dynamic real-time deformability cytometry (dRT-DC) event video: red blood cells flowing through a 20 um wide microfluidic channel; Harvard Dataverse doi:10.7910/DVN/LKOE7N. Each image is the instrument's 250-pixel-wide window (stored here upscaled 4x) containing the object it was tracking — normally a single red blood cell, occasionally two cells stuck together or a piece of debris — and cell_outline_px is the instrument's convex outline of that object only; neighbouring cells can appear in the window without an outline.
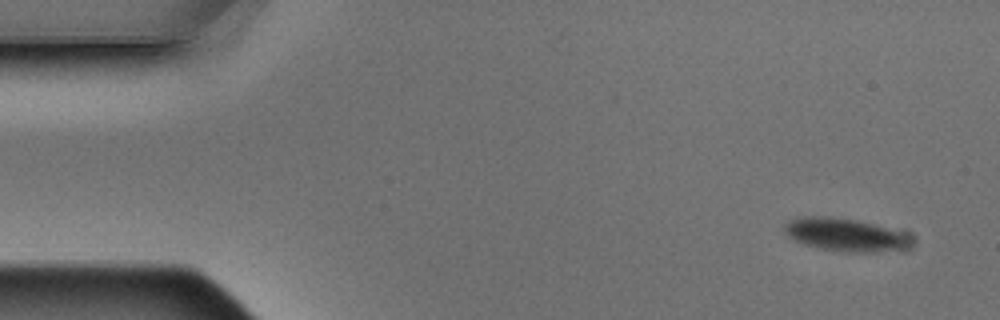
{"species": "Egyptian fruit bat (a non-hibernating species)", "species_latin": "Rousettus aegyptiacus", "temperature_condition": "warm", "stored_images_in_passage": 4, "camera_frame_rate_fps": 3000, "um_per_image_px": 0.085, "animal": {"sex": "male"}, "frame": {"image": 1, "passage_image": 1, "time_ms": 0.0, "image_size_px": [1000, 320], "cell_outline_px": [[908, 248], [904, 252], [844, 252], [820, 248], [804, 244], [788, 236], [784, 232], [784, 224], [788, 220], [804, 216], [828, 216], [856, 220], [872, 224], [884, 228], [900, 236], [908, 244]], "centroid_in_image_um": [71.7, 19.97], "position_along_channel_um": 13.3, "area_um2": 23.64}}